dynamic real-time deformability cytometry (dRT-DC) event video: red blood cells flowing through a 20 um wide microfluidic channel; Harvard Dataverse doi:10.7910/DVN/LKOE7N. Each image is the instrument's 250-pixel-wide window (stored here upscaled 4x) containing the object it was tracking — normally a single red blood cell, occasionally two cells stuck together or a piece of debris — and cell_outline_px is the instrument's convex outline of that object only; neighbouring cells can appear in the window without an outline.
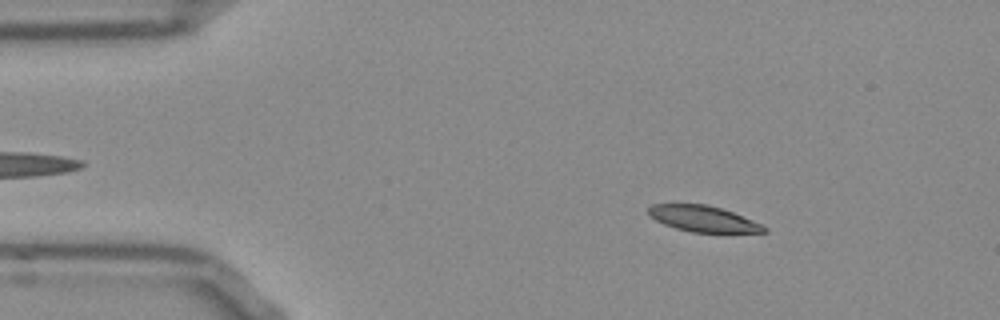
{"species": "Egyptian fruit bat (a non-hibernating species)", "species_latin": "Rousettus aegyptiacus", "temperature_condition": "room temperature", "stored_images_in_passage": 52, "camera_frame_rate_fps": 3000, "um_per_image_px": 0.085, "frame": {"image": 1, "passage_image": 8, "time_ms": 2.333, "image_size_px": [1000, 320], "cell_outline_px": [[768, 232], [692, 232], [676, 228], [664, 224], [656, 220], [648, 212], [648, 208], [652, 204], [708, 204], [732, 212], [752, 220], [768, 228]], "centroid_in_image_um": [59.77, 18.59], "position_along_channel_um": 25.2, "area_um2": 17.22}}
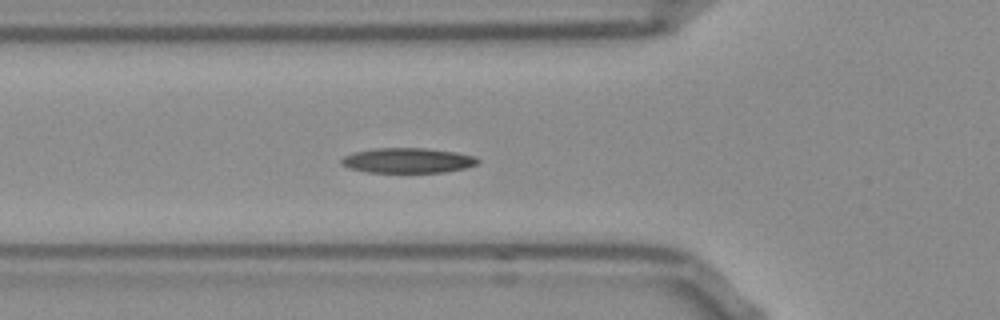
{"frame": {"image": 2, "passage_image": 18, "time_ms": 5.667, "image_size_px": [1000, 320], "cell_outline_px": [[480, 160], [476, 164], [464, 168], [444, 172], [368, 172], [348, 168], [340, 164], [340, 160], [344, 156], [356, 152], [376, 148], [428, 148], [456, 152], [476, 156]], "centroid_in_image_um": [34.66, 13.63], "position_along_channel_um": 91.1, "area_um2": 19.88}}
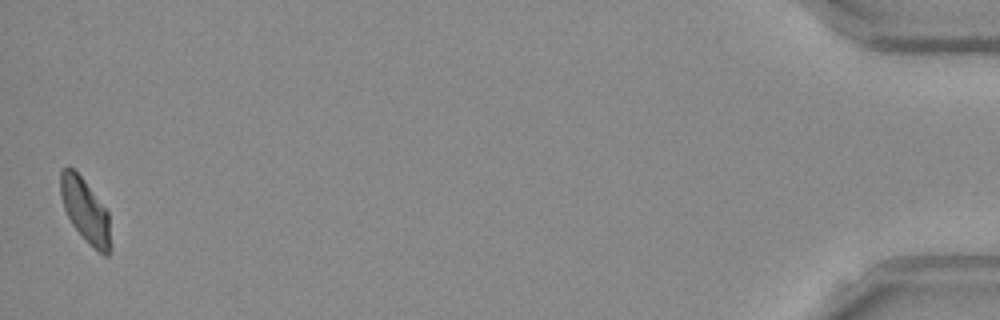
{"frame": {"image": 3, "passage_image": 52, "time_ms": 17.0, "image_size_px": [1000, 320], "cell_outline_px": [[108, 256], [104, 256], [72, 224], [64, 208], [60, 196], [60, 172], [68, 164], [84, 180], [108, 212]], "centroid_in_image_um": [7.18, 17.79], "position_along_channel_um": 428.0, "area_um2": 17.63}, "authors_computed_cell_mechanics": {"area_um2": 19.1318, "velocity_mm_per_s": 3.8305, "shape_relaxation_time_tau1_ms": 7.5447, "shape_relaxation_time_tau2_ms": 8.3248, "deformation_change_tau1": 0.1774, "deformation_change_tau2": 0.1648}}